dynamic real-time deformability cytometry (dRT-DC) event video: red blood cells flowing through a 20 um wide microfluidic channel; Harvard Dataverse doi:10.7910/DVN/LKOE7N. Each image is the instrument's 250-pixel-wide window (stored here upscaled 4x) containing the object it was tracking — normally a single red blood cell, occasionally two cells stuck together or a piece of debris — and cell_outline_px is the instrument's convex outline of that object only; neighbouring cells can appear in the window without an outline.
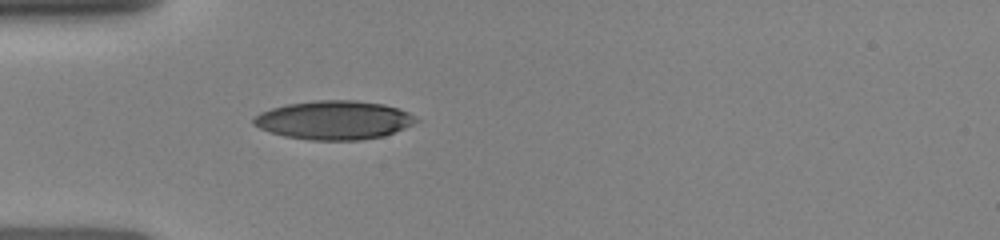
{"species": "human", "species_latin": "Homo sapiens", "temperature_condition": "room temperature", "stored_images_in_passage": 3, "camera_frame_rate_fps": 3000, "um_per_image_px": 0.085, "donor": {"sex": "female"}, "frame": {"image": 1, "passage_image": 1, "time_ms": 0.0, "image_size_px": [1000, 240], "cell_outline_px": [[420, 120], [404, 128], [384, 136], [360, 140], [312, 140], [284, 136], [260, 128], [252, 124], [252, 120], [260, 112], [272, 108], [288, 104], [316, 100], [356, 100], [384, 104], [408, 112]], "centroid_in_image_um": [28.39, 10.21], "position_along_channel_um": 56.6, "area_um2": 36.53}}